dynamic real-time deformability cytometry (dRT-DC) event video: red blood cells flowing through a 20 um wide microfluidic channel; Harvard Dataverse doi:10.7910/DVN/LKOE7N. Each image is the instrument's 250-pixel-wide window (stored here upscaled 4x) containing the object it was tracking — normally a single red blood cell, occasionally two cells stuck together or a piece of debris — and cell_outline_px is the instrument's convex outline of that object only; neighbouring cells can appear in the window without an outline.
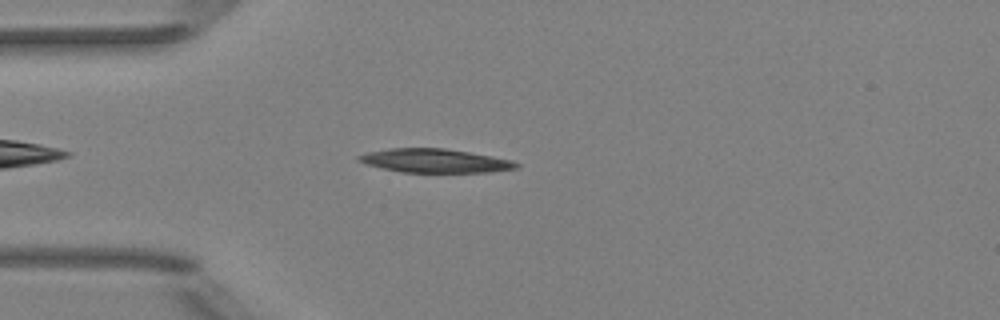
{"species": "Egyptian fruit bat (a non-hibernating species)", "species_latin": "Rousettus aegyptiacus", "temperature_condition": "room temperature", "stored_images_in_passage": 43, "camera_frame_rate_fps": 3000, "um_per_image_px": 0.085, "animal": {"sex": "female"}, "frame": {"image": 1, "passage_image": 5, "time_ms": 1.333, "image_size_px": [1000, 320], "cell_outline_px": [[520, 168], [488, 172], [400, 172], [364, 164], [356, 160], [356, 156], [368, 152], [388, 148], [444, 148], [492, 156], [512, 160], [520, 164]], "centroid_in_image_um": [36.94, 13.66], "position_along_channel_um": 48.1, "area_um2": 21.91}}
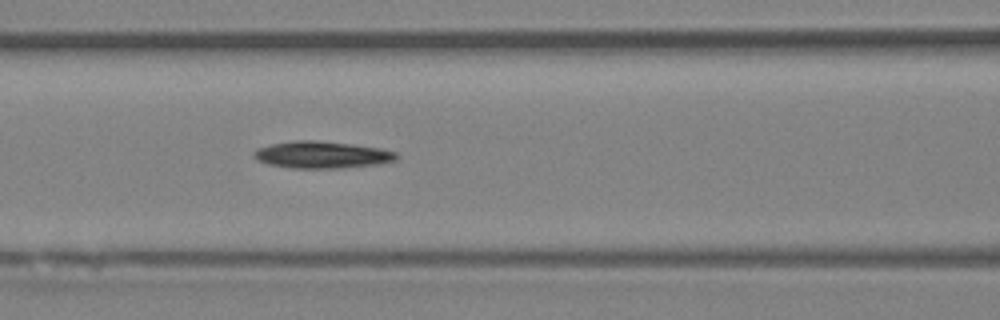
{"frame": {"image": 2, "passage_image": 13, "time_ms": 4.0, "image_size_px": [1000, 320], "cell_outline_px": [[400, 156], [396, 160], [380, 164], [344, 168], [292, 168], [268, 164], [252, 156], [252, 152], [256, 148], [272, 144], [296, 140], [312, 140], [352, 144], [380, 148], [396, 152]], "centroid_in_image_um": [27.39, 13.16], "position_along_channel_um": 139.2, "area_um2": 22.48}}
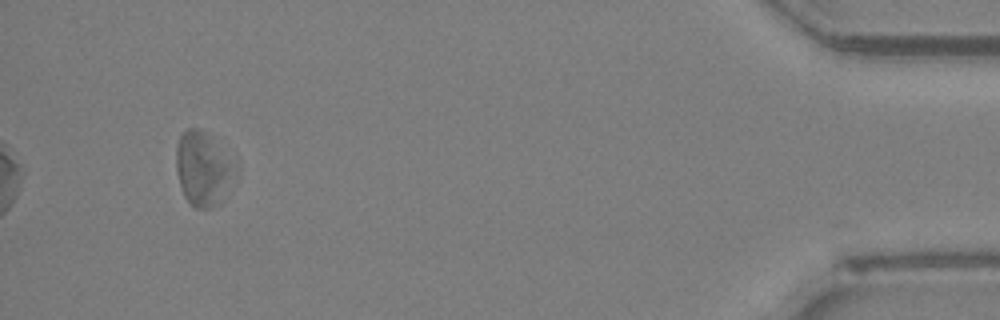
{"frame": {"image": 3, "passage_image": 40, "time_ms": 13.0, "image_size_px": [1000, 320], "cell_outline_px": [[240, 172], [224, 200], [220, 204], [212, 208], [196, 208], [184, 196], [180, 184], [176, 168], [176, 148], [180, 136], [188, 128], [200, 128], [208, 132], [240, 168]], "centroid_in_image_um": [17.35, 14.36], "position_along_channel_um": 417.8, "area_um2": 26.36}}